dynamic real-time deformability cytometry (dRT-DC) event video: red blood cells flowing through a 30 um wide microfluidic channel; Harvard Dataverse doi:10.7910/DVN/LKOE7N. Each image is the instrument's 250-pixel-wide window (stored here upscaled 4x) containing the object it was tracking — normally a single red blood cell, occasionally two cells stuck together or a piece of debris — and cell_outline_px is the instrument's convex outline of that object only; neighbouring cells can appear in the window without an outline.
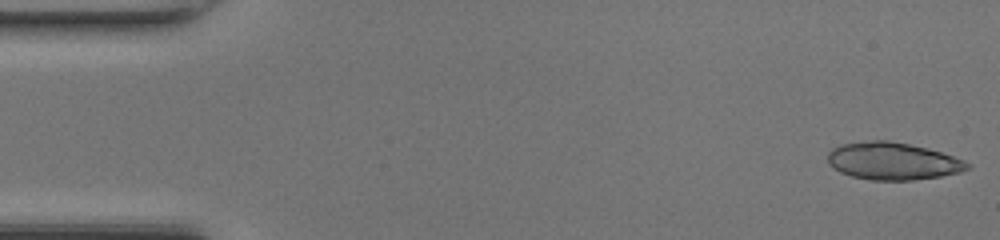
{"species": "common noctule bat (a hibernating species)", "species_latin": "Nyctalus noctula", "temperature_condition": "room temperature", "stored_images_in_passage": 47, "camera_frame_rate_fps": 3000, "um_per_image_px": 0.085, "animal": {"sex": "female", "body_mass_g": 17.0, "forearm_length_mm": 48.0}, "frame": {"image": 1, "passage_image": 1, "time_ms": 0.0, "image_size_px": [1000, 240], "cell_outline_px": [[972, 164], [968, 168], [960, 172], [940, 176], [912, 180], [872, 180], [852, 176], [840, 172], [832, 168], [828, 164], [828, 152], [832, 148], [840, 144], [872, 140], [888, 140], [928, 148], [964, 160]], "centroid_in_image_um": [75.85, 13.69], "position_along_channel_um": 9.1, "area_um2": 30.4}}
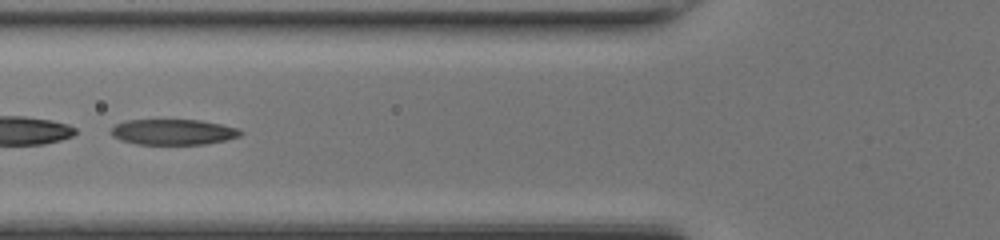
{"frame": {"image": 2, "passage_image": 18, "time_ms": 5.667, "image_size_px": [1000, 240], "cell_outline_px": [[244, 132], [240, 136], [224, 140], [204, 144], [136, 144], [120, 140], [112, 136], [108, 132], [116, 124], [124, 120], [200, 120], [220, 124], [236, 128]], "centroid_in_image_um": [14.67, 11.22], "position_along_channel_um": 111.1, "area_um2": 19.31}}
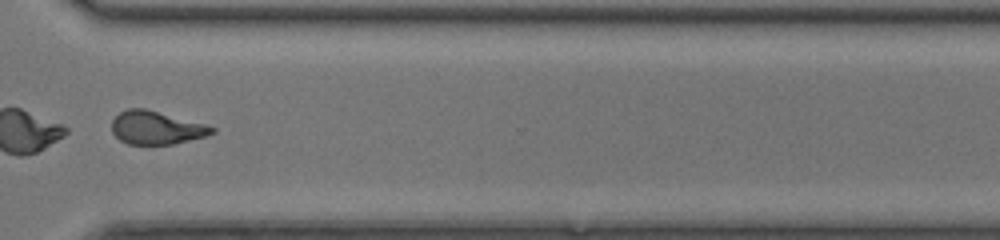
{"frame": {"image": 3, "passage_image": 35, "time_ms": 11.333, "image_size_px": [1000, 240], "cell_outline_px": [[216, 132], [204, 136], [172, 144], [128, 144], [120, 140], [112, 132], [112, 120], [120, 112], [128, 108], [144, 108], [204, 124], [216, 128]], "centroid_in_image_um": [13.25, 10.85], "position_along_channel_um": 357.3, "area_um2": 19.07}, "authors_computed_cell_mechanics": {"area_um2": 29.3046, "velocity_mm_per_s": 4.3532, "shape_relaxation_time_tau1_ms": 4.5973, "shape_relaxation_time_tau2_ms": 1.8624, "deformation_change_tau1": 0.2038, "deformation_change_tau2": 0.1092}}